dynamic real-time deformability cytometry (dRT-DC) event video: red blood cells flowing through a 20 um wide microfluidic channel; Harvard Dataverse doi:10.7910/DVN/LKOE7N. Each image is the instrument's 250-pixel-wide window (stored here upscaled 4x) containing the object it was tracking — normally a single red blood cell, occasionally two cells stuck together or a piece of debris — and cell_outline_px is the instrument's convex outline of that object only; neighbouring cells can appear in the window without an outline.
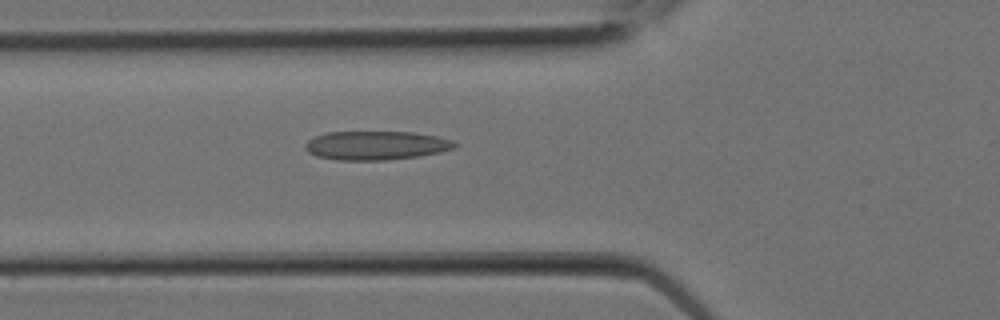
{"species": "Egyptian fruit bat (a non-hibernating species)", "species_latin": "Rousettus aegyptiacus", "temperature_condition": "room temperature", "stored_images_in_passage": 2, "camera_frame_rate_fps": 3000, "um_per_image_px": 0.085, "animal": {"sex": "female"}, "frame": {"image": 1, "passage_image": 2, "time_ms": 0.333, "image_size_px": [1000, 320], "cell_outline_px": [[460, 144], [456, 148], [440, 152], [416, 156], [384, 160], [336, 160], [316, 156], [308, 152], [304, 148], [304, 144], [308, 140], [316, 136], [328, 132], [412, 132], [436, 136], [452, 140]], "centroid_in_image_um": [31.96, 12.36], "position_along_channel_um": 93.8, "area_um2": 25.14}}